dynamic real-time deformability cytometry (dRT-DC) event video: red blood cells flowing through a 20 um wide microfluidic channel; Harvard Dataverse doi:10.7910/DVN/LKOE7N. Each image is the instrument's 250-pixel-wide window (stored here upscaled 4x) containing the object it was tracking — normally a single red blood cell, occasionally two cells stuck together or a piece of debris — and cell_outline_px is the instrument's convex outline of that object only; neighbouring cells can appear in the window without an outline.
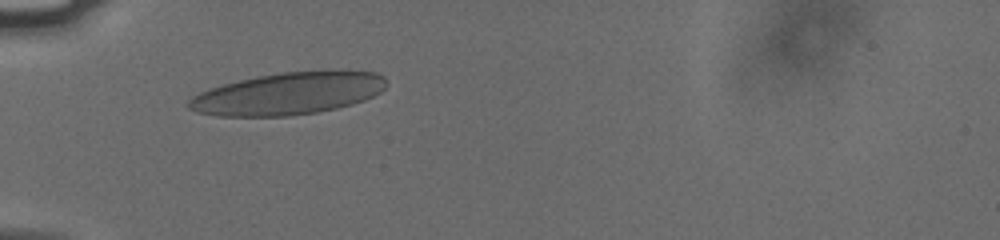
{"species": "human", "species_latin": "Homo sapiens", "temperature_condition": "cold", "stored_images_in_passage": 12, "camera_frame_rate_fps": 3000, "um_per_image_px": 0.085, "donor": {"sex": "male"}, "frame": {"image": 1, "passage_image": 3, "time_ms": 0.667, "image_size_px": [1000, 240], "cell_outline_px": [[388, 84], [380, 92], [364, 100], [352, 104], [336, 108], [316, 112], [288, 116], [220, 116], [196, 112], [188, 108], [188, 100], [192, 96], [200, 92], [224, 84], [240, 80], [260, 76], [284, 72], [324, 68], [348, 68], [376, 72], [384, 76]], "centroid_in_image_um": [24.6, 7.91], "position_along_channel_um": 60.4, "area_um2": 49.48}}
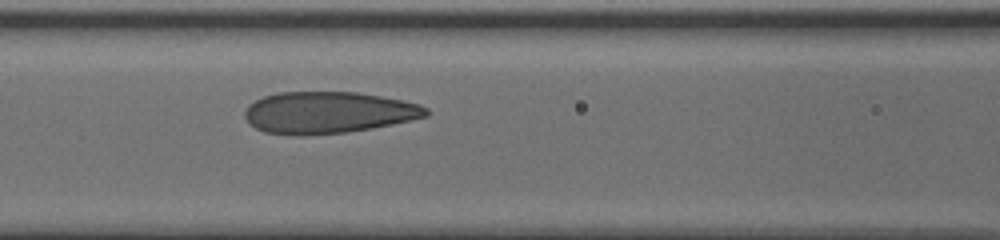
{"frame": {"image": 2, "passage_image": 9, "time_ms": 2.667, "image_size_px": [1000, 240], "cell_outline_px": [[428, 116], [372, 128], [344, 132], [264, 132], [256, 128], [244, 116], [244, 112], [248, 104], [264, 96], [280, 92], [356, 92], [380, 96], [420, 104], [428, 108]], "centroid_in_image_um": [27.93, 9.51], "position_along_channel_um": 138.7, "area_um2": 42.66}}
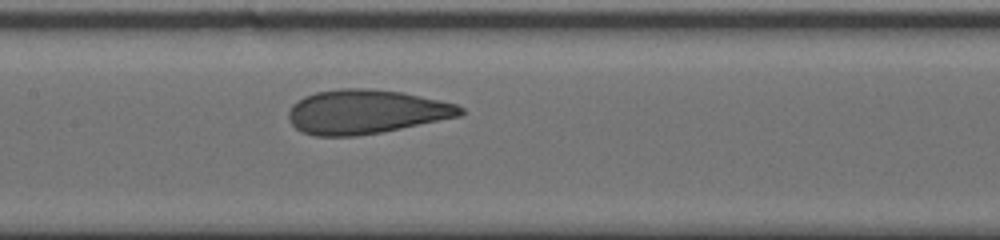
{"frame": {"image": 3, "passage_image": 12, "time_ms": 3.667, "image_size_px": [1000, 240], "cell_outline_px": [[464, 112], [460, 116], [380, 132], [356, 136], [316, 136], [304, 132], [296, 128], [292, 124], [288, 116], [288, 112], [292, 104], [296, 100], [304, 96], [316, 92], [340, 88], [368, 88], [400, 92], [440, 100], [456, 104], [464, 108]], "centroid_in_image_um": [31.07, 9.49], "position_along_channel_um": 176.3, "area_um2": 43.99}}